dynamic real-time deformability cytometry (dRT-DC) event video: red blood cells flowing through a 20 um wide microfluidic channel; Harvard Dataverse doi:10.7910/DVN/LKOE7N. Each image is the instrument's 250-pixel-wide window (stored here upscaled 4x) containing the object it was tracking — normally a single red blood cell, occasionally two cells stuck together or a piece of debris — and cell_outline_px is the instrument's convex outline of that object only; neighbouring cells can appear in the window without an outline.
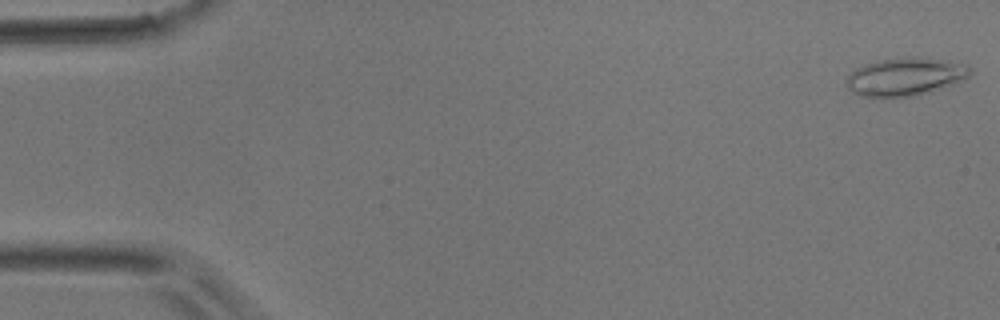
{"species": "common noctule bat (a hibernating species)", "species_latin": "Nyctalus noctula", "temperature_condition": "room temperature", "stored_images_in_passage": 48, "camera_frame_rate_fps": 3000, "um_per_image_px": 0.085, "animal": {"sex": "male", "body_mass_g": 17.9}, "frame": {"image": 1, "passage_image": 1, "time_ms": 0.0, "image_size_px": [1000, 320], "cell_outline_px": [[972, 72], [968, 76], [960, 80], [916, 96], [880, 100], [860, 96], [852, 92], [848, 88], [848, 76], [856, 68], [880, 60], [908, 56], [912, 56], [948, 60], [968, 64], [972, 68]], "centroid_in_image_um": [76.93, 6.54], "position_along_channel_um": 8.1, "area_um2": 27.74}}
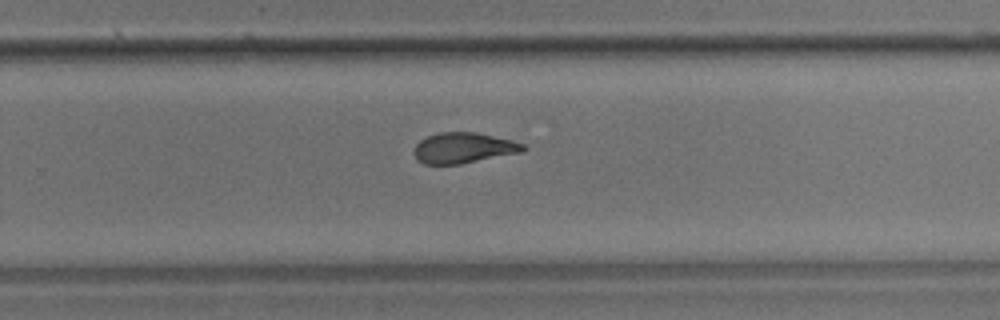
{"frame": {"image": 2, "passage_image": 32, "time_ms": 10.333, "image_size_px": [1000, 320], "cell_outline_px": [[528, 148], [524, 152], [460, 164], [424, 164], [416, 160], [412, 152], [416, 144], [420, 140], [428, 136], [440, 132], [476, 132], [512, 140], [524, 144]], "centroid_in_image_um": [39.4, 12.58], "position_along_channel_um": 290.4, "area_um2": 19.71}}
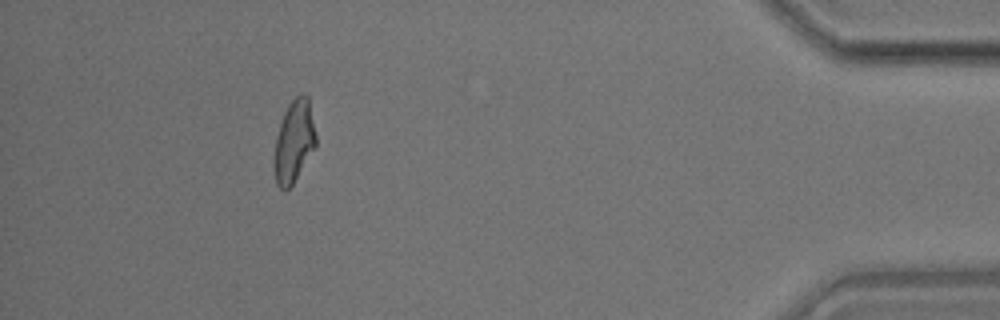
{"frame": {"image": 3, "passage_image": 45, "time_ms": 14.667, "image_size_px": [1000, 320], "cell_outline_px": [[316, 148], [292, 184], [284, 192], [276, 184], [272, 164], [276, 136], [284, 112], [288, 104], [300, 92], [304, 92], [308, 96], [316, 136]], "centroid_in_image_um": [24.97, 12.03], "position_along_channel_um": 410.2, "area_um2": 20.35}}